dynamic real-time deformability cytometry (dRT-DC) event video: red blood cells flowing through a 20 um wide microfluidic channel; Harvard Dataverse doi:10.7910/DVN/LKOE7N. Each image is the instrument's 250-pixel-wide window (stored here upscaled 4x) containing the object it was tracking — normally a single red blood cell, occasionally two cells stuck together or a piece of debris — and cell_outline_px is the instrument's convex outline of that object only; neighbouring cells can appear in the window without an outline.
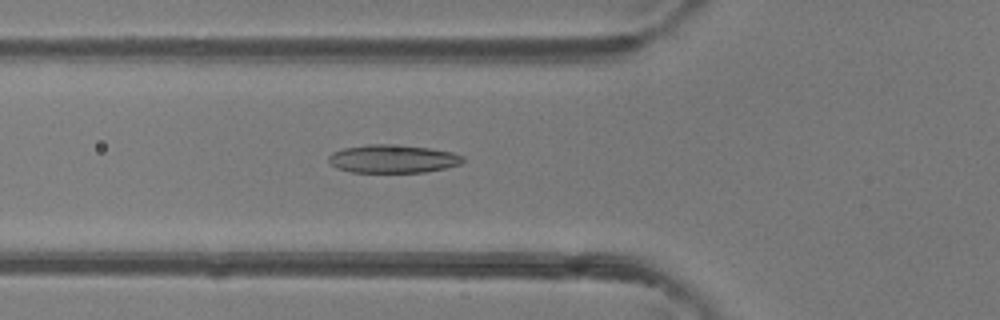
{"species": "common noctule bat (a hibernating species)", "species_latin": "Nyctalus noctula", "temperature_condition": "room temperature", "stored_images_in_passage": 46, "camera_frame_rate_fps": 3000, "um_per_image_px": 0.085, "animal": {"sex": "female"}, "frame": {"image": 1, "passage_image": 16, "time_ms": 5.0, "image_size_px": [1000, 320], "cell_outline_px": [[464, 160], [460, 164], [444, 168], [424, 172], [352, 172], [336, 168], [328, 160], [328, 156], [332, 152], [344, 148], [368, 144], [388, 144], [428, 148], [452, 152], [464, 156]], "centroid_in_image_um": [33.37, 13.5], "position_along_channel_um": 92.4, "area_um2": 21.91}}
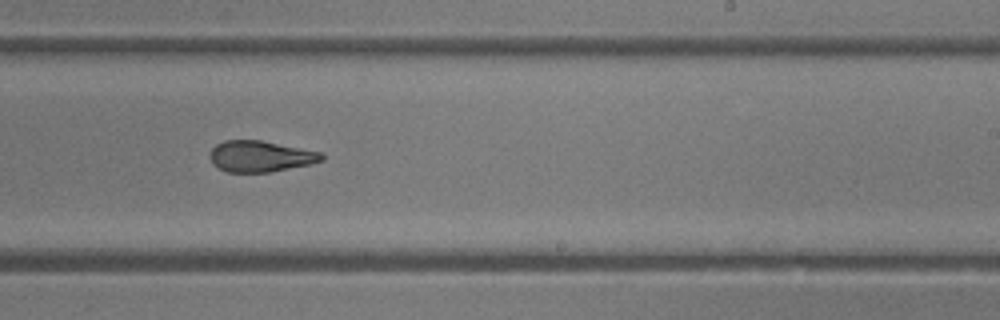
{"frame": {"image": 2, "passage_image": 28, "time_ms": 9.0, "image_size_px": [1000, 320], "cell_outline_px": [[324, 160], [312, 164], [268, 172], [228, 172], [212, 164], [208, 156], [212, 148], [216, 144], [224, 140], [260, 140], [320, 152], [324, 156]], "centroid_in_image_um": [22.1, 13.29], "position_along_channel_um": 266.9, "area_um2": 20.23}}
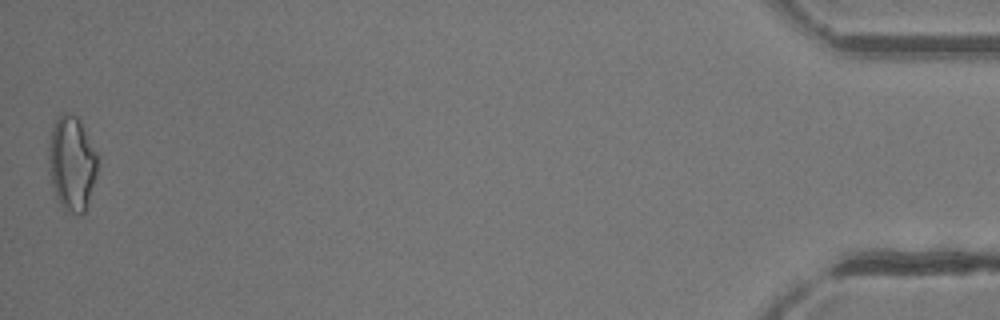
{"frame": {"image": 3, "passage_image": 46, "time_ms": 15.0, "image_size_px": [1000, 320], "cell_outline_px": [[96, 176], [84, 212], [80, 216], [76, 216], [64, 212], [56, 196], [52, 184], [48, 160], [48, 144], [52, 128], [56, 120], [64, 112], [68, 112], [76, 116], [80, 120], [96, 152]], "centroid_in_image_um": [6.08, 13.91], "position_along_channel_um": 429.1, "area_um2": 26.88}, "authors_computed_cell_mechanics": {"area_um2": 21.7906, "velocity_mm_per_s": 4.3529, "shape_relaxation_time_tau1_ms": 6.4721, "shape_relaxation_time_tau2_ms": 1.9303, "deformation_change_tau1": 0.1851, "deformation_change_tau2": 0.1048}}